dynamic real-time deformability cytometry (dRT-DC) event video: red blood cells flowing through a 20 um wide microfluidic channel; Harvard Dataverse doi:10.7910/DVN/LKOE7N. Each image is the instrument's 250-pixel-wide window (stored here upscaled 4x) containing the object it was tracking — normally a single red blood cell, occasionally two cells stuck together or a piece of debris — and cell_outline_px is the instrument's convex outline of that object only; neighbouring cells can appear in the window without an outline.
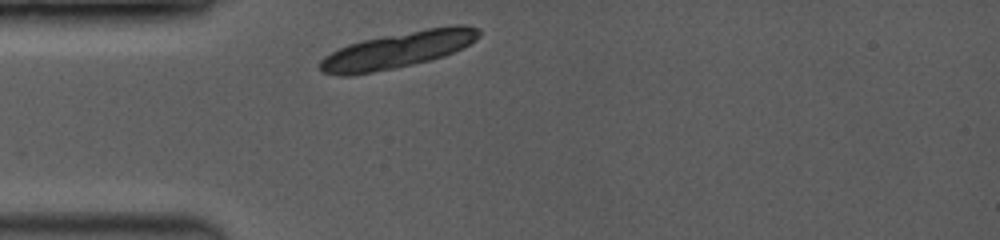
{"species": "common noctule bat (a hibernating species)", "species_latin": "Nyctalus noctula", "temperature_condition": "room temperature", "stored_images_in_passage": 1, "camera_frame_rate_fps": 3500, "um_per_image_px": 0.085, "animal": {"sex": "female", "body_mass_g": 19.0, "forearm_length_mm": 53.3}, "frame": {"image": 1, "passage_image": 1, "time_ms": 0.0, "image_size_px": [1000, 240], "cell_outline_px": [[480, 36], [476, 40], [452, 52], [428, 60], [412, 64], [372, 72], [344, 76], [340, 76], [320, 72], [320, 60], [324, 56], [348, 44], [364, 40], [384, 36], [428, 28], [452, 24], [464, 24], [480, 28]], "centroid_in_image_um": [33.82, 4.23], "position_along_channel_um": 51.2, "area_um2": 33.0}}